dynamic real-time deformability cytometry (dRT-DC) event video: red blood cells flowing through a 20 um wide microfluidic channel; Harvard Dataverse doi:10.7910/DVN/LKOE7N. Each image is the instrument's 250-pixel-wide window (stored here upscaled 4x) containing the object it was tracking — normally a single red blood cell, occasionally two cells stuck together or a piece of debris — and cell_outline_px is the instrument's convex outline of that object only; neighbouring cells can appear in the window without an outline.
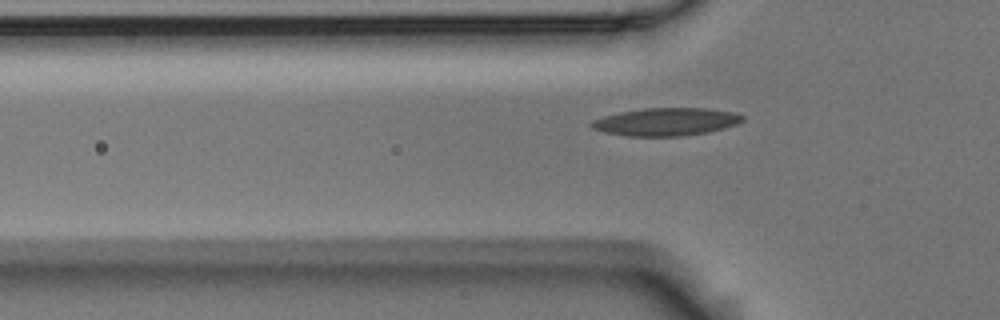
{"species": "Egyptian fruit bat (a non-hibernating species)", "species_latin": "Rousettus aegyptiacus", "temperature_condition": "room temperature", "stored_images_in_passage": 41, "camera_frame_rate_fps": 3000, "um_per_image_px": 0.085, "animal": {"sex": "male"}, "frame": {"image": 1, "passage_image": 10, "time_ms": 3.0, "image_size_px": [1000, 320], "cell_outline_px": [[744, 120], [736, 124], [724, 128], [708, 132], [684, 136], [628, 136], [604, 132], [592, 128], [588, 124], [592, 120], [604, 116], [620, 112], [644, 108], [704, 108], [732, 112], [744, 116]], "centroid_in_image_um": [56.59, 10.35], "position_along_channel_um": 69.2, "area_um2": 24.45}}
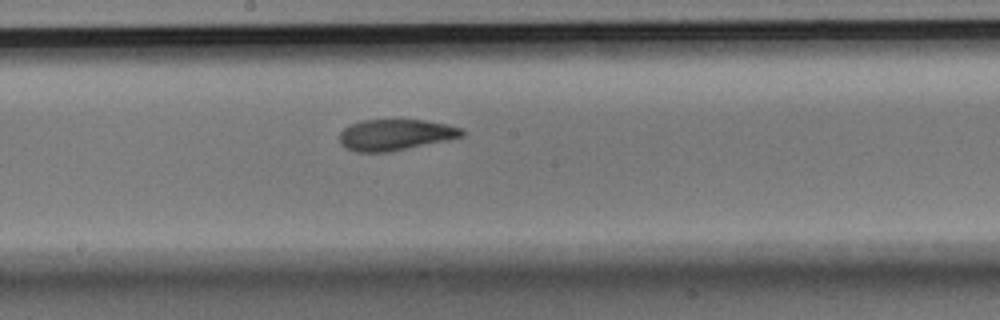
{"frame": {"image": 2, "passage_image": 22, "time_ms": 7.0, "image_size_px": [1000, 320], "cell_outline_px": [[464, 136], [448, 140], [392, 152], [356, 152], [340, 144], [340, 132], [344, 128], [352, 124], [364, 120], [424, 120], [464, 128]], "centroid_in_image_um": [33.63, 11.47], "position_along_channel_um": 214.6, "area_um2": 22.2}}
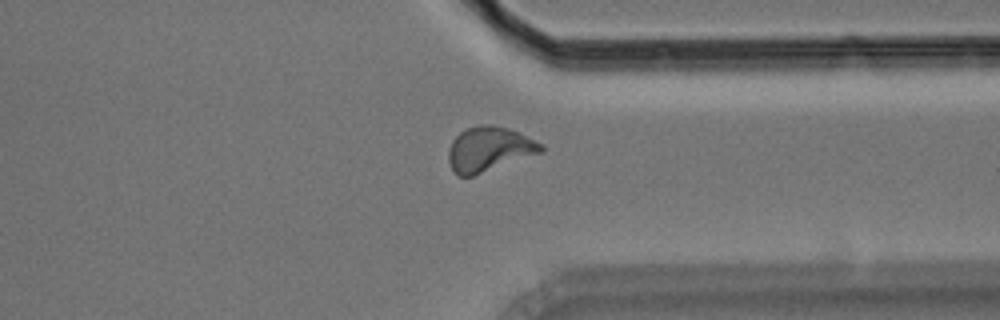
{"frame": {"image": 3, "passage_image": 35, "time_ms": 11.333, "image_size_px": [1000, 320], "cell_outline_px": [[544, 152], [472, 176], [460, 176], [452, 168], [448, 160], [448, 148], [452, 140], [460, 132], [468, 128], [480, 124], [492, 124], [508, 128], [544, 144]], "centroid_in_image_um": [41.59, 12.66], "position_along_channel_um": 369.8, "area_um2": 24.1}}